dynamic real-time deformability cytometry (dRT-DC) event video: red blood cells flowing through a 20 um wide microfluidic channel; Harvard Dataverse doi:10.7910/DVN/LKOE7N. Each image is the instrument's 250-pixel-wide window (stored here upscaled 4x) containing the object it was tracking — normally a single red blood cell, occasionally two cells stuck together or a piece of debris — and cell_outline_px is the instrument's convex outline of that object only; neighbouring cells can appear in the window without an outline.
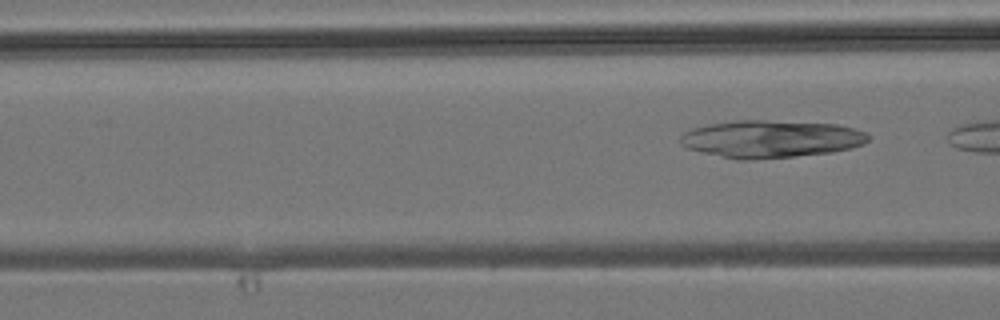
{"species": "common noctule bat (a hibernating species)", "species_latin": "Nyctalus noctula", "temperature_condition": "room temperature", "stored_images_in_passage": 7, "camera_frame_rate_fps": 3000, "um_per_image_px": 0.085, "animal": {"sex": "male", "body_mass_g": 19.2, "forearm_length_mm": 51.8}, "frame": {"image": 1, "passage_image": 7, "time_ms": 8.0, "image_size_px": [1000, 320], "cell_outline_px": [[872, 136], [864, 144], [852, 148], [832, 152], [796, 156], [752, 160], [736, 160], [700, 152], [688, 148], [680, 144], [680, 136], [684, 132], [692, 128], [708, 124], [736, 120], [768, 120], [836, 124], [852, 128], [864, 132]], "centroid_in_image_um": [65.51, 11.81], "position_along_channel_um": 101.1, "area_um2": 41.33}}